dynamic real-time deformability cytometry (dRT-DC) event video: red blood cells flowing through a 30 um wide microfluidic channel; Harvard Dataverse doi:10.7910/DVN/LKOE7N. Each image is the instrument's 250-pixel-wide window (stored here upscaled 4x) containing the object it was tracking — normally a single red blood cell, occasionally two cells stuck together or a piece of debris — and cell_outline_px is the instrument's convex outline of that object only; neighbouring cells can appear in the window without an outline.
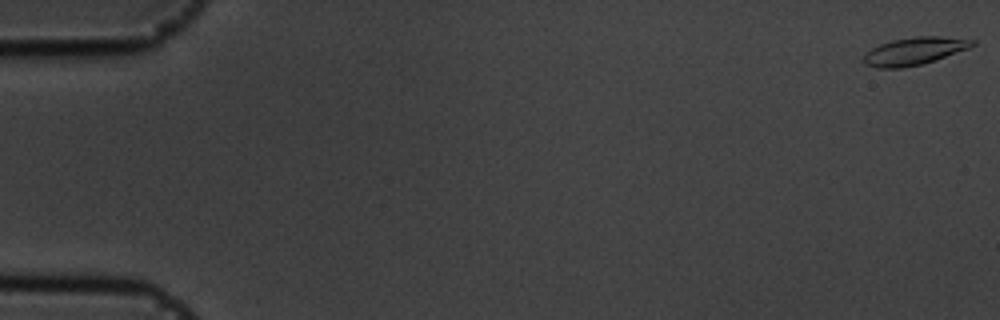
{"species": "common noctule bat (a hibernating species)", "species_latin": "Nyctalus noctula", "temperature_condition": "cold", "stored_images_in_passage": 17, "camera_frame_rate_fps": 3000, "um_per_image_px": 0.085, "animal": {"sex": "male", "body_mass_g": 19.5, "forearm_length_mm": 54.6}, "frame": {"image": 1, "passage_image": 1, "time_ms": 0.0, "image_size_px": [1000, 320], "cell_outline_px": [[976, 44], [968, 48], [936, 60], [904, 68], [876, 68], [864, 64], [864, 52], [880, 44], [892, 40], [916, 36], [940, 36], [976, 40]], "centroid_in_image_um": [77.7, 4.34], "position_along_channel_um": 7.3, "area_um2": 17.51}}
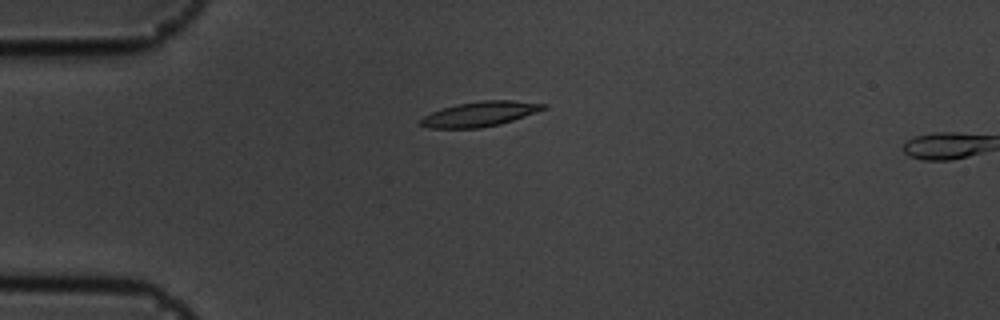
{"frame": {"image": 2, "passage_image": 15, "time_ms": 4.667, "image_size_px": [1000, 320], "cell_outline_px": [[548, 108], [500, 124], [480, 128], [428, 128], [416, 124], [424, 116], [432, 112], [456, 104], [484, 100], [516, 100], [548, 104]], "centroid_in_image_um": [40.79, 9.69], "position_along_channel_um": 44.2, "area_um2": 17.86}}